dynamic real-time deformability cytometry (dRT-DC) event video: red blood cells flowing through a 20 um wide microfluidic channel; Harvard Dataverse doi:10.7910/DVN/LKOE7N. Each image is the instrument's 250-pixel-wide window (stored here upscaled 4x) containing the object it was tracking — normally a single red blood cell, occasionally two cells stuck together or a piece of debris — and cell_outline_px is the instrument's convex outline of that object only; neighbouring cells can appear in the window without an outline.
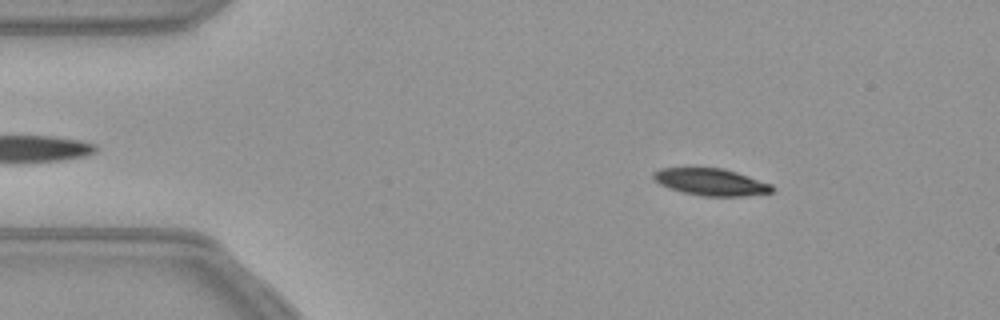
{"species": "common noctule bat (a hibernating species)", "species_latin": "Nyctalus noctula", "temperature_condition": "warm", "stored_images_in_passage": 53, "camera_frame_rate_fps": 3000, "um_per_image_px": 0.085, "animal": {"sex": "female", "body_mass_g": 21.9}, "frame": {"image": 1, "passage_image": 7, "time_ms": 2.0, "image_size_px": [1000, 320], "cell_outline_px": [[776, 188], [772, 192], [740, 196], [704, 196], [684, 192], [660, 184], [652, 176], [652, 172], [660, 168], [724, 168], [772, 184]], "centroid_in_image_um": [60.45, 15.46], "position_along_channel_um": 24.5, "area_um2": 18.44}}
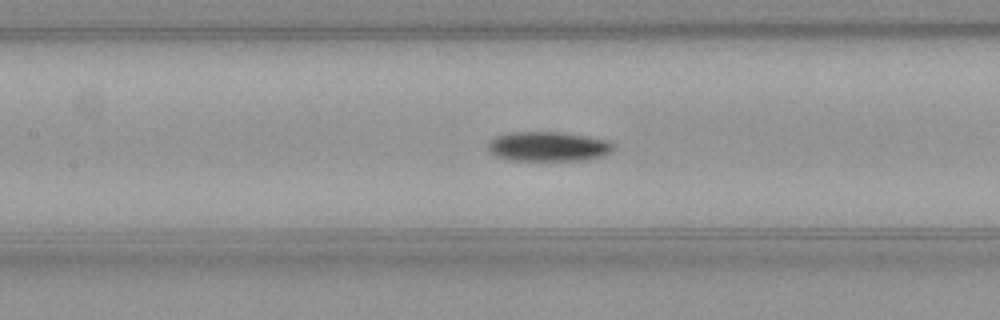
{"frame": {"image": 2, "passage_image": 23, "time_ms": 7.333, "image_size_px": [1000, 320], "cell_outline_px": [[616, 144], [612, 152], [604, 156], [584, 160], [512, 160], [496, 156], [488, 152], [488, 144], [496, 136], [508, 132], [564, 132], [612, 140]], "centroid_in_image_um": [46.67, 12.44], "position_along_channel_um": 160.7, "area_um2": 22.02}}
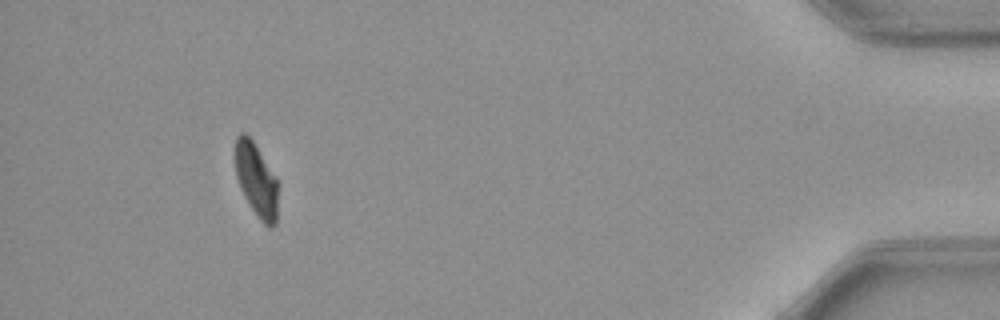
{"frame": {"image": 3, "passage_image": 49, "time_ms": 16.0, "image_size_px": [1000, 320], "cell_outline_px": [[280, 184], [276, 224], [272, 228], [268, 228], [256, 216], [244, 196], [240, 188], [236, 176], [236, 136], [240, 132], [244, 132], [252, 140], [276, 176]], "centroid_in_image_um": [21.84, 15.36], "position_along_channel_um": 413.4, "area_um2": 18.79}}